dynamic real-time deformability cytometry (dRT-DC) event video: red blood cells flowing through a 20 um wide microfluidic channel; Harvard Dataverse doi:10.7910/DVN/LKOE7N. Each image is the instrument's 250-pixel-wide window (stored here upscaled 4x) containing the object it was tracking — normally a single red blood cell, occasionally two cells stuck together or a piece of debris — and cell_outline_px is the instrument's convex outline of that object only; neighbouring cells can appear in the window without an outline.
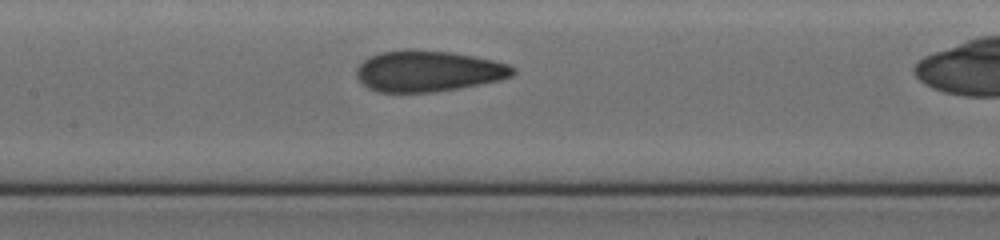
{"species": "human", "species_latin": "Homo sapiens", "temperature_condition": "cold", "stored_images_in_passage": 17, "camera_frame_rate_fps": 3000, "um_per_image_px": 0.085, "donor": {"sex": "female"}, "frame": {"image": 1, "passage_image": 6, "time_ms": 1.667, "image_size_px": [1000, 240], "cell_outline_px": [[516, 72], [512, 76], [500, 80], [460, 88], [432, 92], [376, 92], [368, 88], [356, 76], [356, 68], [364, 60], [380, 52], [408, 48], [412, 48], [452, 52], [492, 60], [508, 64], [516, 68]], "centroid_in_image_um": [36.39, 6.03], "position_along_channel_um": 171.0, "area_um2": 37.63}}
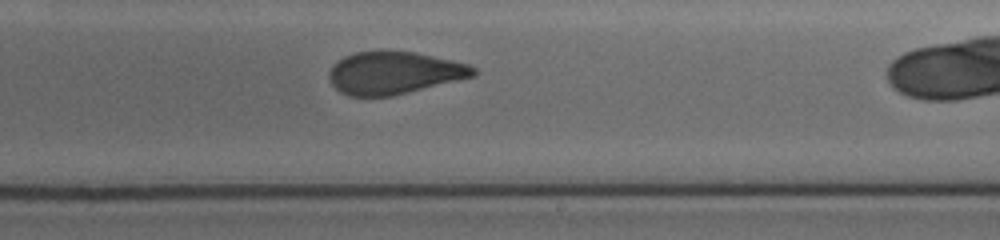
{"frame": {"image": 2, "passage_image": 10, "time_ms": 3.0, "image_size_px": [1000, 240], "cell_outline_px": [[476, 76], [392, 96], [348, 96], [340, 92], [332, 84], [328, 76], [328, 72], [344, 56], [356, 52], [416, 52], [452, 60], [468, 64], [476, 68]], "centroid_in_image_um": [33.52, 6.21], "position_along_channel_um": 255.5, "area_um2": 35.37}}
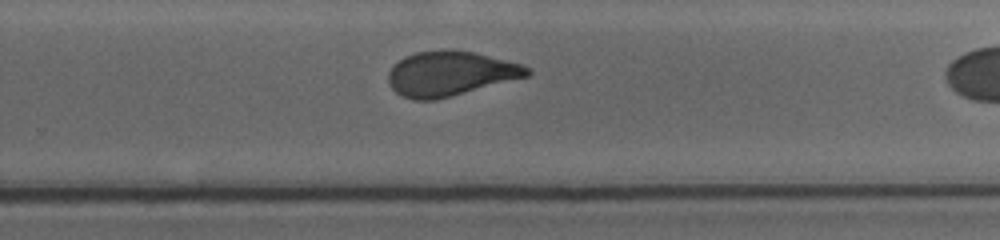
{"frame": {"image": 3, "passage_image": 12, "time_ms": 3.667, "image_size_px": [1000, 240], "cell_outline_px": [[532, 72], [528, 76], [436, 100], [416, 100], [404, 96], [396, 92], [392, 88], [388, 80], [388, 72], [392, 64], [404, 56], [416, 52], [448, 48], [476, 52], [520, 64], [532, 68]], "centroid_in_image_um": [38.25, 6.23], "position_along_channel_um": 291.5, "area_um2": 36.36}}